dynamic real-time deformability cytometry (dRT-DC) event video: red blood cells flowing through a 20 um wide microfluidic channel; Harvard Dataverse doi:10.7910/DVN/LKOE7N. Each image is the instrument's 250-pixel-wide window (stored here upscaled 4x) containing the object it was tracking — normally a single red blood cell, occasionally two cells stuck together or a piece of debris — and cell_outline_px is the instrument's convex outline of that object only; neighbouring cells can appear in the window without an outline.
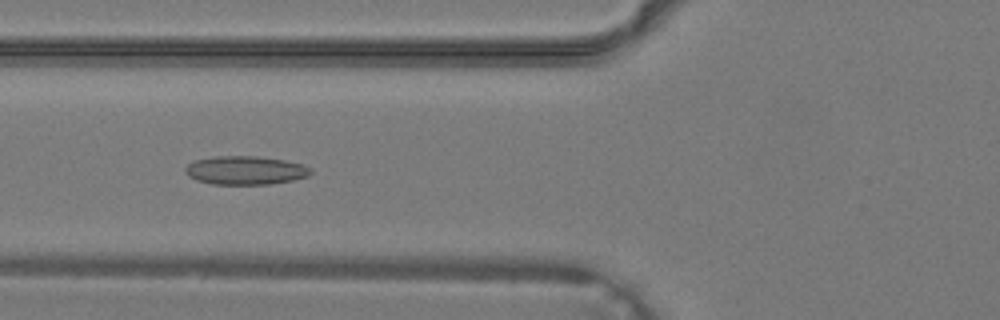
{"species": "common noctule bat (a hibernating species)", "species_latin": "Nyctalus noctula", "temperature_condition": "warm", "stored_images_in_passage": 34, "camera_frame_rate_fps": 3000, "um_per_image_px": 0.085, "animal": {"sex": "male", "body_mass_g": 19.2, "forearm_length_mm": 51.8}, "frame": {"image": 1, "passage_image": 15, "time_ms": 4.667, "image_size_px": [1000, 320], "cell_outline_px": [[312, 172], [308, 176], [292, 180], [268, 184], [212, 184], [196, 180], [188, 176], [184, 172], [184, 168], [188, 164], [196, 160], [216, 156], [256, 156], [284, 160], [300, 164], [312, 168]], "centroid_in_image_um": [20.83, 14.48], "position_along_channel_um": 105.0, "area_um2": 20.81}}
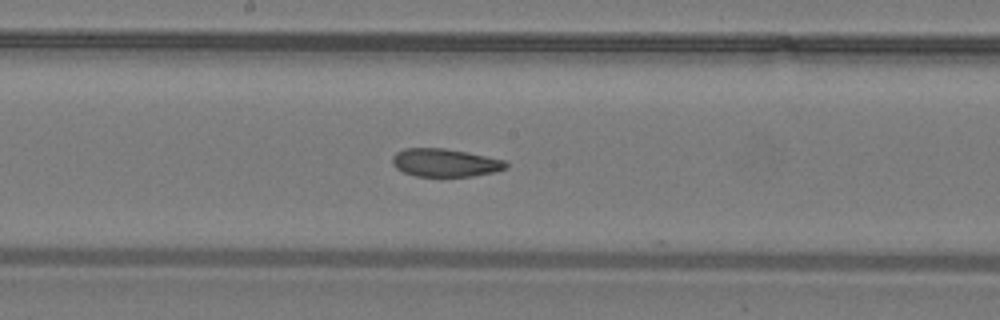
{"frame": {"image": 2, "passage_image": 21, "time_ms": 6.667, "image_size_px": [1000, 320], "cell_outline_px": [[508, 168], [496, 172], [472, 176], [416, 176], [404, 172], [396, 168], [392, 164], [392, 156], [396, 152], [404, 148], [444, 148], [504, 160], [508, 164]], "centroid_in_image_um": [37.81, 13.83], "position_along_channel_um": 210.4, "area_um2": 18.5}}
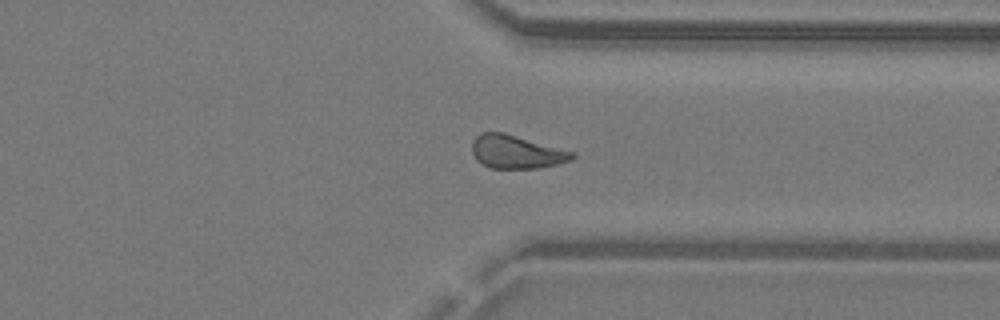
{"frame": {"image": 3, "passage_image": 30, "time_ms": 9.667, "image_size_px": [1000, 320], "cell_outline_px": [[576, 156], [572, 160], [556, 164], [536, 168], [488, 168], [480, 164], [476, 160], [472, 152], [472, 140], [480, 132], [504, 132], [576, 152]], "centroid_in_image_um": [43.87, 12.9], "position_along_channel_um": 367.5, "area_um2": 19.71}}